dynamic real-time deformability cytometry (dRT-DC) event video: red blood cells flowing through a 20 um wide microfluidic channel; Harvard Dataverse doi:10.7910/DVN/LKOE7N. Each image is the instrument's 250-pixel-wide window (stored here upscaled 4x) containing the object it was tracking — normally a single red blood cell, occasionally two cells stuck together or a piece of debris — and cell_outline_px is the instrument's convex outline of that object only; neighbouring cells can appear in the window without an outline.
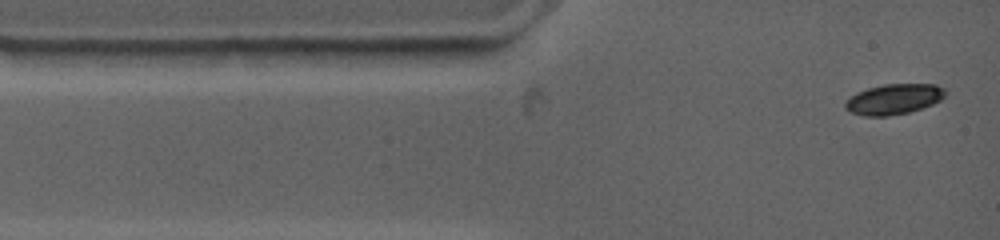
{"species": "common noctule bat (a hibernating species)", "species_latin": "Nyctalus noctula", "temperature_condition": "warm", "stored_images_in_passage": 42, "camera_frame_rate_fps": 4500, "um_per_image_px": 0.085, "animal": {"sex": "female", "body_mass_g": 19.0, "forearm_length_mm": 53.3}, "frame": {"image": 1, "passage_image": 1, "time_ms": 0.0, "image_size_px": [1000, 240], "cell_outline_px": [[948, 92], [940, 100], [932, 104], [908, 112], [888, 116], [864, 116], [852, 112], [844, 108], [844, 104], [856, 92], [868, 88], [884, 84], [936, 84], [944, 88]], "centroid_in_image_um": [75.99, 8.42], "position_along_channel_um": 9.0, "area_um2": 17.63}}
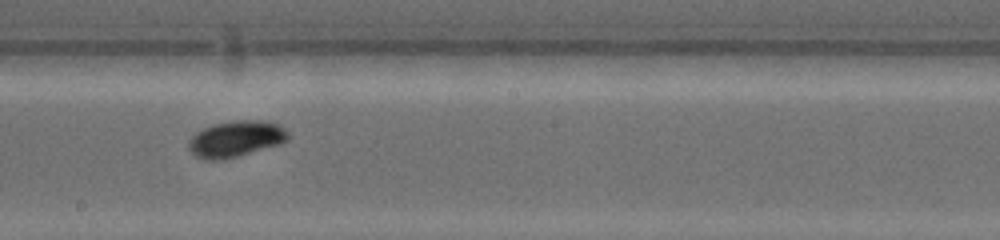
{"frame": {"image": 2, "passage_image": 22, "time_ms": 6.889, "image_size_px": [1000, 240], "cell_outline_px": [[288, 140], [280, 144], [236, 156], [220, 160], [204, 160], [196, 156], [188, 148], [188, 140], [196, 132], [212, 124], [236, 120], [260, 120], [276, 124], [284, 128], [288, 132]], "centroid_in_image_um": [20.02, 11.8], "position_along_channel_um": 228.2, "area_um2": 20.81}}
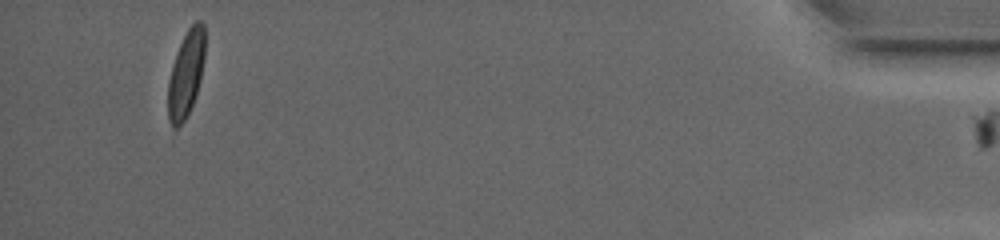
{"frame": {"image": 3, "passage_image": 41, "time_ms": 15.111, "image_size_px": [1000, 240], "cell_outline_px": [[204, 60], [200, 80], [192, 104], [184, 120], [176, 128], [172, 128], [168, 120], [168, 80], [172, 64], [180, 44], [188, 28], [196, 20], [200, 20], [204, 24]], "centroid_in_image_um": [15.8, 6.27], "position_along_channel_um": 419.4, "area_um2": 18.38}, "authors_computed_cell_mechanics": {"area_um2": 19.1607, "velocity_mm_per_s": 3.7186, "shape_relaxation_time_tau1_ms": 2.8891, "shape_relaxation_time_tau2_ms": null, "deformation_change_tau1": 0.1273, "deformation_change_tau2": null}}